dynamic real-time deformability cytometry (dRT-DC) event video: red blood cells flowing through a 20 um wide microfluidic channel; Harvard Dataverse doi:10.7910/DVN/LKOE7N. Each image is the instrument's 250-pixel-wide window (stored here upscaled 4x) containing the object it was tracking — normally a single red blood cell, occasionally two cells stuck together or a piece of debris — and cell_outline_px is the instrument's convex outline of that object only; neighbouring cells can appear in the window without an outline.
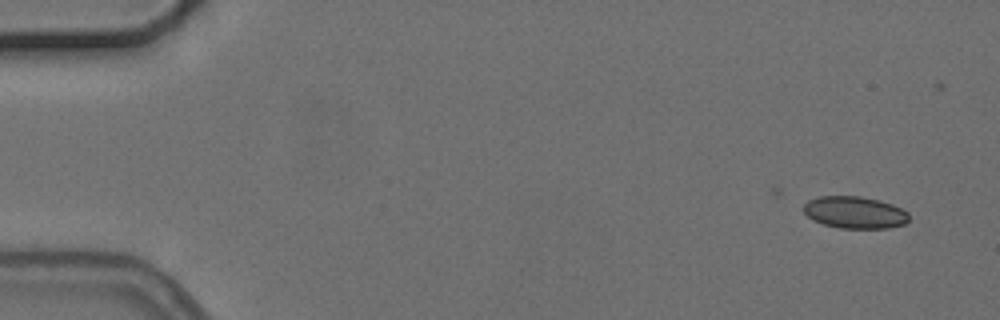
{"species": "common noctule bat (a hibernating species)", "species_latin": "Nyctalus noctula", "temperature_condition": "cold", "stored_images_in_passage": 10, "camera_frame_rate_fps": 3000, "um_per_image_px": 0.085, "animal": {"sex": "female", "body_mass_g": 24.6, "forearm_length_mm": 56.2}, "frame": {"image": 1, "passage_image": 2, "time_ms": 1.333, "image_size_px": [1000, 320], "cell_outline_px": [[908, 220], [904, 224], [888, 228], [840, 228], [824, 224], [812, 220], [804, 212], [804, 204], [808, 200], [820, 196], [860, 196], [880, 200], [892, 204], [908, 212]], "centroid_in_image_um": [72.65, 18.05], "position_along_channel_um": 12.4, "area_um2": 19.65}}
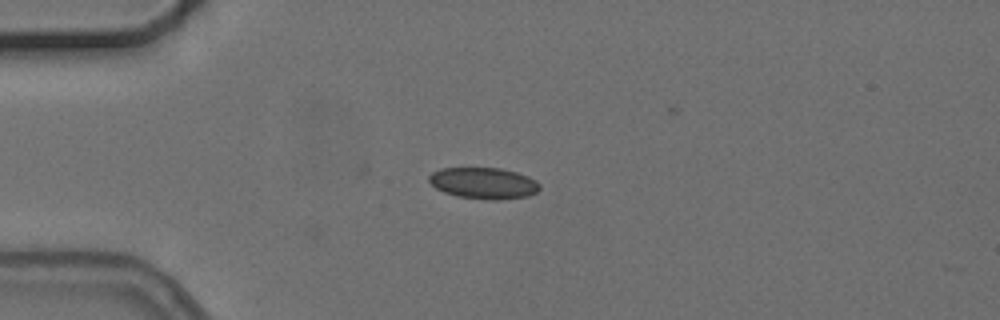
{"frame": {"image": 2, "passage_image": 5, "time_ms": 5.0, "image_size_px": [1000, 320], "cell_outline_px": [[540, 188], [536, 192], [528, 196], [500, 200], [488, 200], [460, 196], [444, 192], [436, 188], [428, 180], [428, 176], [432, 172], [440, 168], [500, 168], [516, 172], [528, 176], [536, 180], [540, 184]], "centroid_in_image_um": [41.12, 15.56], "position_along_channel_um": 43.9, "area_um2": 20.23}}
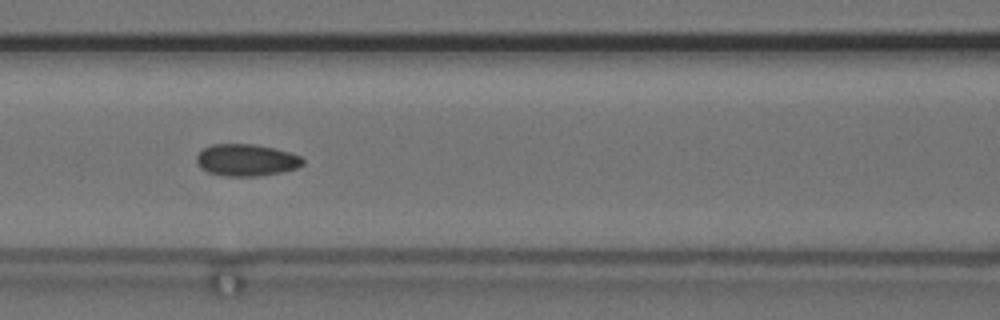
{"frame": {"image": 3, "passage_image": 8, "time_ms": 8.333, "image_size_px": [1000, 320], "cell_outline_px": [[304, 164], [296, 168], [280, 172], [260, 176], [224, 176], [208, 172], [200, 168], [196, 160], [196, 156], [204, 148], [212, 144], [256, 144], [276, 148], [300, 156], [304, 160]], "centroid_in_image_um": [20.93, 13.6], "position_along_channel_um": 145.7, "area_um2": 19.83}}